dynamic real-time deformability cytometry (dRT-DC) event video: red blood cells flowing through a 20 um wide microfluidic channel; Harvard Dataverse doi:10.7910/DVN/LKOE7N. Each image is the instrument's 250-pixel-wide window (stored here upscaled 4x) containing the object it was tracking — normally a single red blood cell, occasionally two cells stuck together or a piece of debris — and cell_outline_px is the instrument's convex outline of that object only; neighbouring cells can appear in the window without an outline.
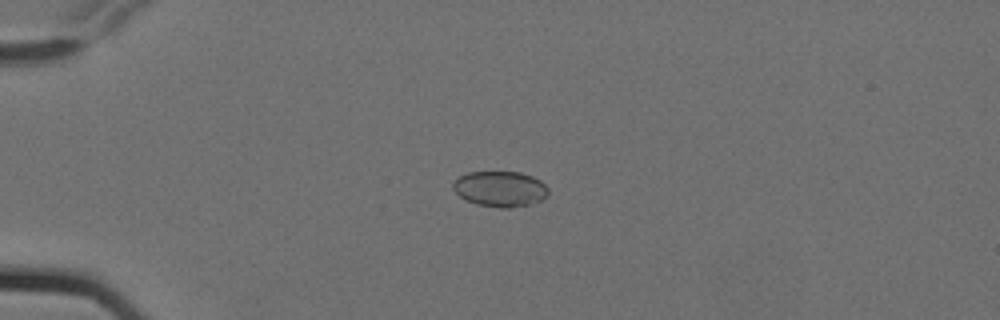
{"species": "Egyptian fruit bat (a non-hibernating species)", "species_latin": "Rousettus aegyptiacus", "temperature_condition": "cold", "stored_images_in_passage": 3, "camera_frame_rate_fps": 3000, "um_per_image_px": 0.085, "animal": {"sex": "female"}, "frame": {"image": 1, "passage_image": 2, "time_ms": 0.333, "image_size_px": [1000, 320], "cell_outline_px": [[548, 192], [540, 200], [528, 204], [512, 208], [500, 208], [476, 204], [460, 196], [452, 188], [452, 184], [460, 176], [468, 172], [520, 172], [532, 176], [540, 180], [548, 188]], "centroid_in_image_um": [42.5, 16.05], "position_along_channel_um": 42.5, "area_um2": 19.54}}